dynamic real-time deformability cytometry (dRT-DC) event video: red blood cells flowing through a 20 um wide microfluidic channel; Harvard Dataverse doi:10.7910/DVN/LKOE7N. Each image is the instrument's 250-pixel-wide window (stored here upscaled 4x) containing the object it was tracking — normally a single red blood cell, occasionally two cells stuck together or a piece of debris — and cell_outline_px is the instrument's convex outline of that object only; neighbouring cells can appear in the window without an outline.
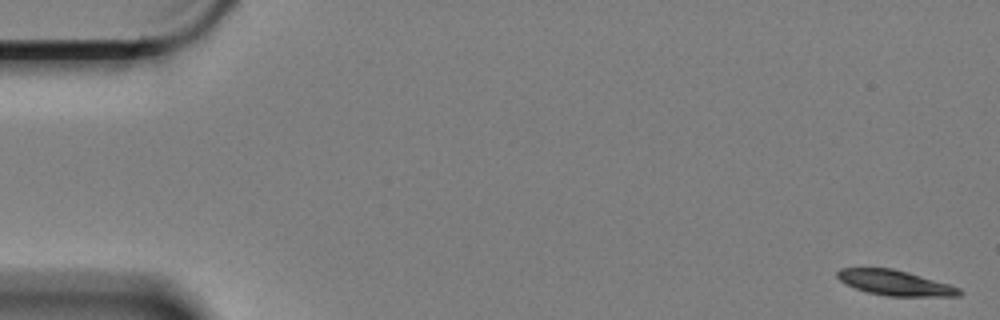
{"species": "Egyptian fruit bat (a non-hibernating species)", "species_latin": "Rousettus aegyptiacus", "temperature_condition": "cold", "stored_images_in_passage": 58, "camera_frame_rate_fps": 3000, "um_per_image_px": 0.085, "animal": {"sex": "female"}, "frame": {"image": 1, "passage_image": 1, "time_ms": 0.0, "image_size_px": [1000, 320], "cell_outline_px": [[964, 292], [960, 296], [888, 296], [868, 292], [856, 288], [840, 280], [836, 276], [836, 272], [840, 268], [892, 268], [948, 284], [960, 288]], "centroid_in_image_um": [76.09, 24.04], "position_along_channel_um": 8.9, "area_um2": 17.63}}
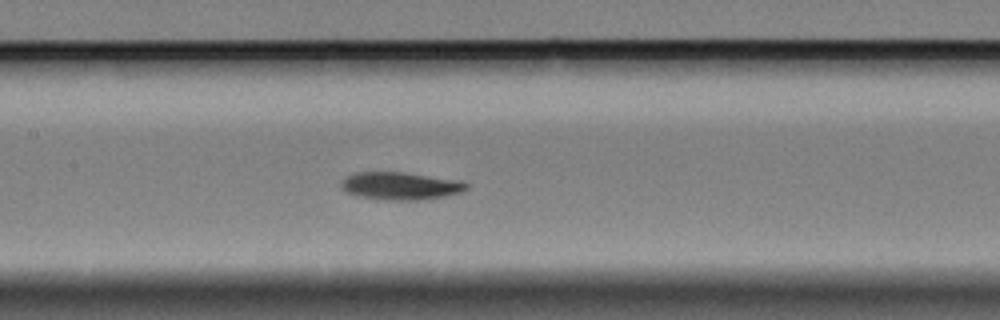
{"frame": {"image": 2, "passage_image": 28, "time_ms": 9.0, "image_size_px": [1000, 320], "cell_outline_px": [[468, 188], [460, 192], [444, 196], [424, 200], [388, 200], [356, 196], [348, 192], [340, 184], [348, 176], [356, 172], [404, 172], [464, 180], [468, 184]], "centroid_in_image_um": [34.11, 15.8], "position_along_channel_um": 173.3, "area_um2": 20.23}}
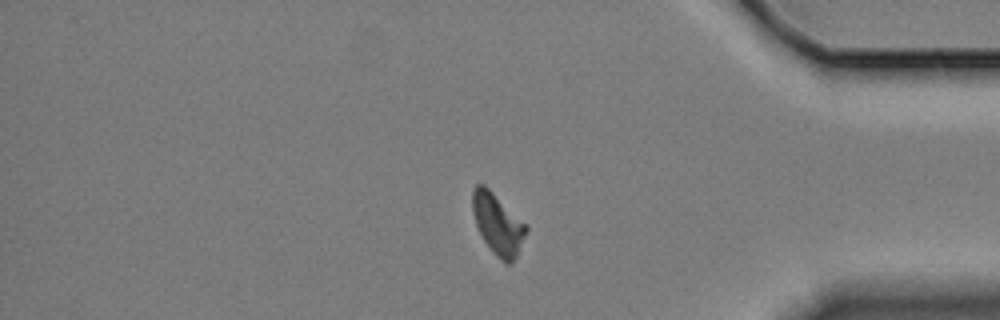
{"frame": {"image": 3, "passage_image": 50, "time_ms": 16.333, "image_size_px": [1000, 320], "cell_outline_px": [[528, 228], [516, 256], [508, 264], [504, 264], [492, 252], [484, 240], [476, 224], [472, 208], [472, 188], [476, 184], [484, 184], [528, 224]], "centroid_in_image_um": [42.31, 19.01], "position_along_channel_um": 392.9, "area_um2": 19.02}, "authors_computed_cell_mechanics": {"area_um2": 19.1607, "velocity_mm_per_s": 3.3179, "shape_relaxation_time_tau1_ms": 2.7628, "shape_relaxation_time_tau2_ms": null, "deformation_change_tau1": 0.1208, "deformation_change_tau2": null}}